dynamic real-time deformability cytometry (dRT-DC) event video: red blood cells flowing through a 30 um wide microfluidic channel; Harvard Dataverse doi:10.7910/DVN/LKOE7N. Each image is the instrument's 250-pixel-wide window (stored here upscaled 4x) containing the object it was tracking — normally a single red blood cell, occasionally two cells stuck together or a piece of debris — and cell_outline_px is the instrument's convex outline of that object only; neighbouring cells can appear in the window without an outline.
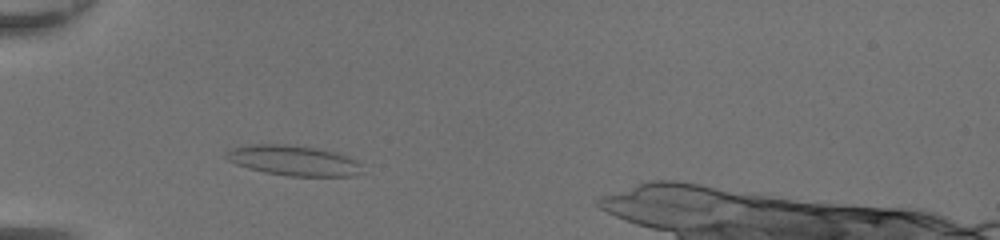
{"species": "common noctule bat (a hibernating species)", "species_latin": "Nyctalus noctula", "temperature_condition": "room temperature", "stored_images_in_passage": 35, "camera_frame_rate_fps": 3000, "um_per_image_px": 0.085, "animal": {"sex": "female", "body_mass_g": 20.0, "forearm_length_mm": 54.0}, "frame": {"image": 1, "passage_image": 9, "time_ms": 2.667, "image_size_px": [1000, 240], "cell_outline_px": [[360, 172], [356, 176], [288, 176], [264, 172], [248, 168], [236, 164], [228, 160], [224, 156], [224, 152], [228, 148], [248, 144], [292, 144], [316, 148], [332, 152], [356, 160], [360, 164]], "centroid_in_image_um": [24.85, 13.63], "position_along_channel_um": 60.1, "area_um2": 24.04}}
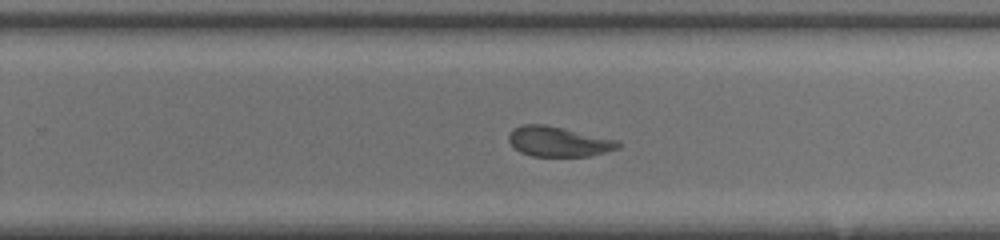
{"frame": {"image": 2, "passage_image": 25, "time_ms": 8.0, "image_size_px": [1000, 240], "cell_outline_px": [[620, 148], [588, 156], [532, 156], [520, 152], [508, 140], [508, 136], [512, 128], [524, 124], [544, 124], [564, 128], [616, 140], [620, 144]], "centroid_in_image_um": [47.43, 12.03], "position_along_channel_um": 282.4, "area_um2": 18.96}}
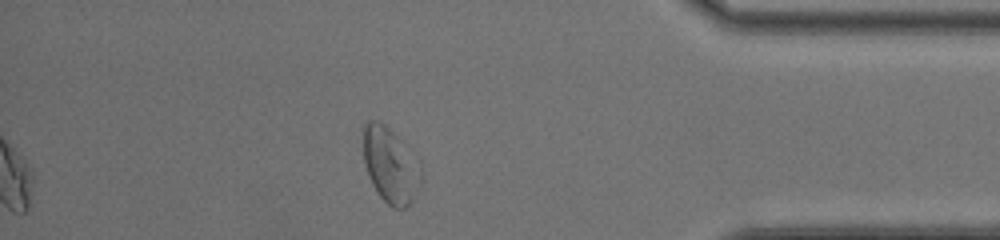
{"frame": {"image": 3, "passage_image": 35, "time_ms": 11.333, "image_size_px": [1000, 240], "cell_outline_px": [[412, 200], [404, 208], [392, 208], [380, 196], [372, 184], [368, 176], [364, 164], [364, 124], [368, 120], [376, 120], [384, 124], [396, 136], [412, 192]], "centroid_in_image_um": [32.81, 14.02], "position_along_channel_um": 402.4, "area_um2": 20.69}, "authors_computed_cell_mechanics": {"area_um2": 19.9988, "velocity_mm_per_s": 4.3777, "shape_relaxation_time_tau1_ms": null, "shape_relaxation_time_tau2_ms": 1.6997, "deformation_change_tau1": null, "deformation_change_tau2": 0.0818}}